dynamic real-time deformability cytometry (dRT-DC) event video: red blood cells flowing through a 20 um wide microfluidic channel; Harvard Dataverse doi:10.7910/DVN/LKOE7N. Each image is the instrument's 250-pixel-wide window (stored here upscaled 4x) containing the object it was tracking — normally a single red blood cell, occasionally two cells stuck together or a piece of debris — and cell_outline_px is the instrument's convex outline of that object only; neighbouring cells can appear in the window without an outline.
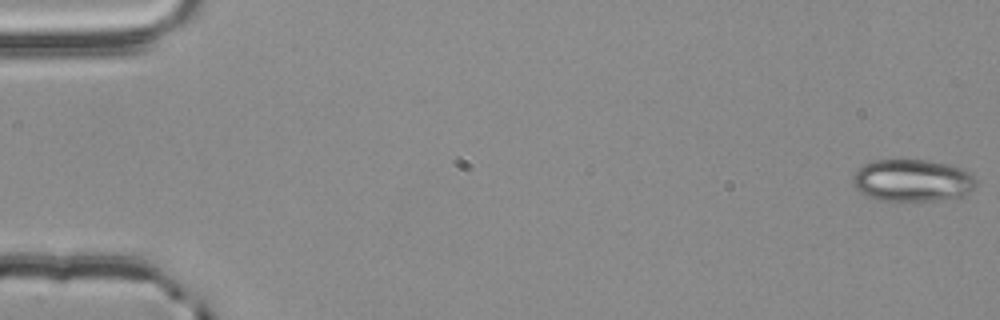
{"species": "common noctule bat (a hibernating species)", "species_latin": "Nyctalus noctula", "temperature_condition": "room temperature", "stored_images_in_passage": 55, "camera_frame_rate_fps": 3000, "um_per_image_px": 0.085, "animal": {"sex": "male", "body_mass_g": 20.4}, "frame": {"image": 1, "passage_image": 1, "time_ms": 0.0, "image_size_px": [1000, 320], "cell_outline_px": [[976, 180], [972, 188], [964, 196], [936, 200], [876, 200], [860, 192], [852, 184], [852, 176], [864, 164], [872, 160], [900, 156], [928, 160], [948, 164], [972, 172], [976, 176]], "centroid_in_image_um": [77.52, 15.28], "position_along_channel_um": 7.5, "area_um2": 31.1}}
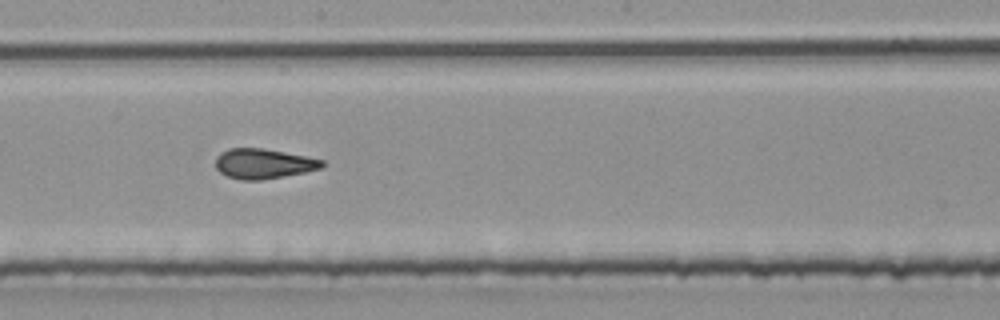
{"frame": {"image": 2, "passage_image": 31, "time_ms": 10.0, "image_size_px": [1000, 320], "cell_outline_px": [[324, 164], [320, 168], [304, 172], [264, 180], [240, 180], [228, 176], [220, 172], [216, 168], [216, 156], [220, 152], [228, 148], [264, 148], [324, 160]], "centroid_in_image_um": [22.35, 13.91], "position_along_channel_um": 225.8, "area_um2": 18.55}}
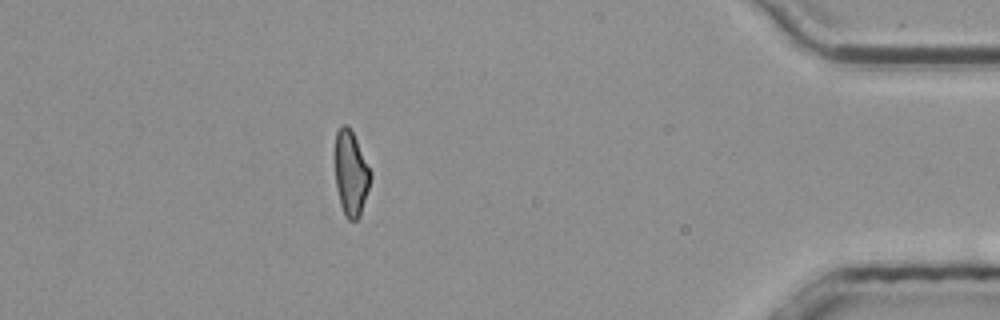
{"frame": {"image": 3, "passage_image": 49, "time_ms": 16.0, "image_size_px": [1000, 320], "cell_outline_px": [[372, 176], [360, 216], [356, 220], [348, 220], [344, 216], [340, 204], [336, 188], [336, 132], [340, 124], [348, 124], [372, 172]], "centroid_in_image_um": [29.83, 14.75], "position_along_channel_um": 405.4, "area_um2": 17.51}, "authors_computed_cell_mechanics": {"area_um2": 18.9584, "velocity_mm_per_s": 3.8342, "shape_relaxation_time_tau1_ms": null, "shape_relaxation_time_tau2_ms": 2.0586, "deformation_change_tau1": null, "deformation_change_tau2": 0.0908}}